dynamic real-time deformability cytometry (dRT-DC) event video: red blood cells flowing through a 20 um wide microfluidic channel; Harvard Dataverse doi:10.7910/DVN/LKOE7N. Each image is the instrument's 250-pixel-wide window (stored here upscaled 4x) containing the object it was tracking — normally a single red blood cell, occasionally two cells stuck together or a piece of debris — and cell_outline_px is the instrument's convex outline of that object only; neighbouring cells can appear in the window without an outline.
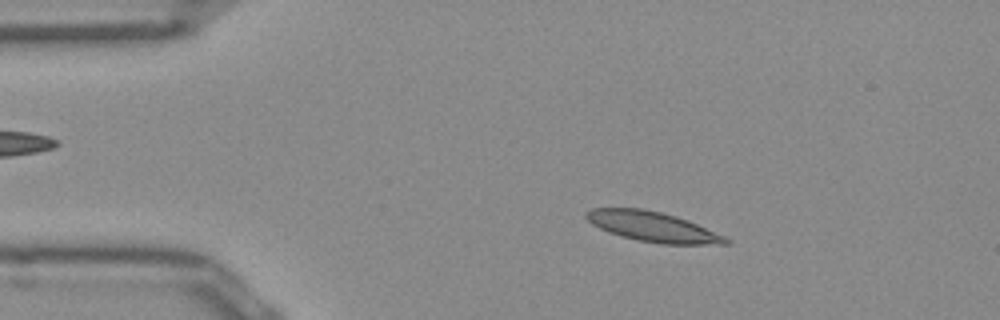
{"species": "Egyptian fruit bat (a non-hibernating species)", "species_latin": "Rousettus aegyptiacus", "temperature_condition": "room temperature", "stored_images_in_passage": 47, "camera_frame_rate_fps": 3000, "um_per_image_px": 0.085, "frame": {"image": 1, "passage_image": 5, "time_ms": 1.333, "image_size_px": [1000, 320], "cell_outline_px": [[732, 240], [728, 244], [664, 244], [636, 240], [620, 236], [608, 232], [592, 224], [584, 216], [584, 212], [592, 208], [644, 208], [676, 216], [688, 220], [724, 236]], "centroid_in_image_um": [55.45, 19.26], "position_along_channel_um": 29.5, "area_um2": 24.39}}
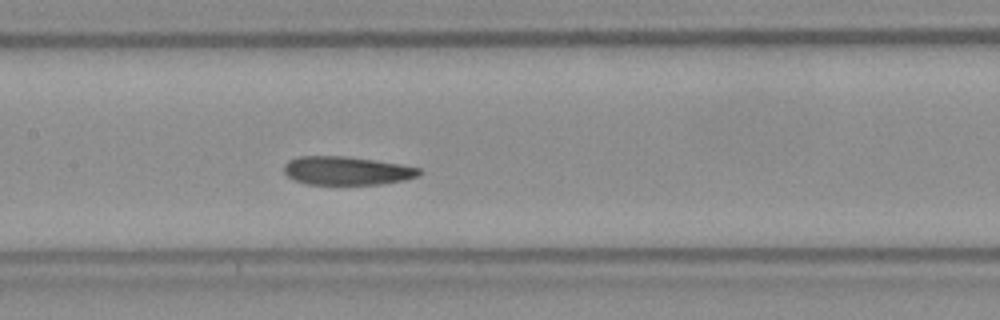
{"frame": {"image": 2, "passage_image": 20, "time_ms": 6.333, "image_size_px": [1000, 320], "cell_outline_px": [[424, 172], [420, 176], [404, 180], [380, 184], [304, 184], [292, 180], [284, 172], [284, 164], [288, 160], [296, 156], [344, 156], [400, 164], [420, 168]], "centroid_in_image_um": [29.46, 14.51], "position_along_channel_um": 177.9, "area_um2": 22.6}}
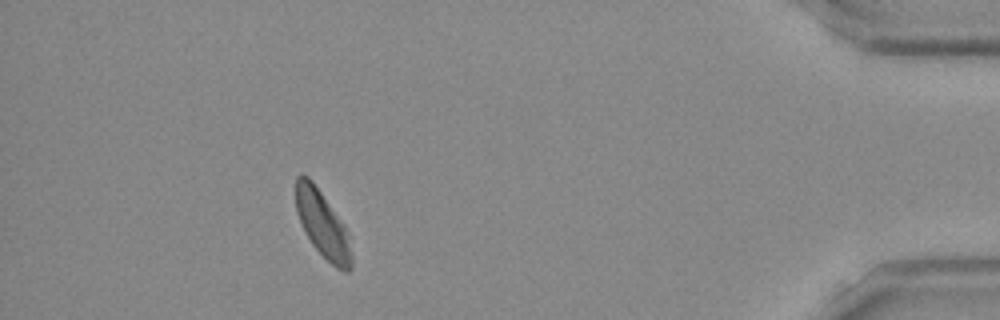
{"frame": {"image": 3, "passage_image": 42, "time_ms": 13.667, "image_size_px": [1000, 320], "cell_outline_px": [[352, 268], [348, 272], [344, 272], [336, 268], [312, 244], [296, 212], [296, 176], [300, 172], [308, 176], [312, 180], [344, 224], [352, 256]], "centroid_in_image_um": [27.41, 19.04], "position_along_channel_um": 407.8, "area_um2": 21.21}, "authors_computed_cell_mechanics": {"area_um2": 23.1778, "velocity_mm_per_s": 3.9362, "shape_relaxation_time_tau1_ms": 5.5932, "shape_relaxation_time_tau2_ms": 2.178, "deformation_change_tau1": 0.1709, "deformation_change_tau2": 0.0887}}